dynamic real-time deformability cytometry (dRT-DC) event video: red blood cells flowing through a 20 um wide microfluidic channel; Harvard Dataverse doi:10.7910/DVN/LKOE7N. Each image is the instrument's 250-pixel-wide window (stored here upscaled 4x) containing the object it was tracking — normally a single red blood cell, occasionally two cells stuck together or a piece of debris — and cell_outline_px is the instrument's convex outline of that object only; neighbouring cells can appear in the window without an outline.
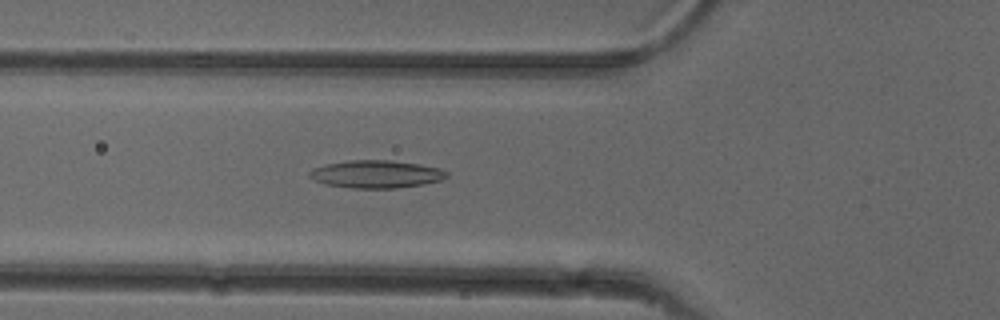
{"species": "common noctule bat (a hibernating species)", "species_latin": "Nyctalus noctula", "temperature_condition": "cold", "stored_images_in_passage": 43, "camera_frame_rate_fps": 3000, "um_per_image_px": 0.085, "animal": {"sex": "female"}, "frame": {"image": 1, "passage_image": 10, "time_ms": 3.0, "image_size_px": [1000, 320], "cell_outline_px": [[448, 176], [440, 180], [424, 184], [396, 188], [352, 188], [324, 184], [308, 176], [308, 172], [312, 168], [324, 164], [348, 160], [392, 160], [420, 164], [440, 168], [448, 172]], "centroid_in_image_um": [31.96, 14.79], "position_along_channel_um": 93.8, "area_um2": 22.31}}
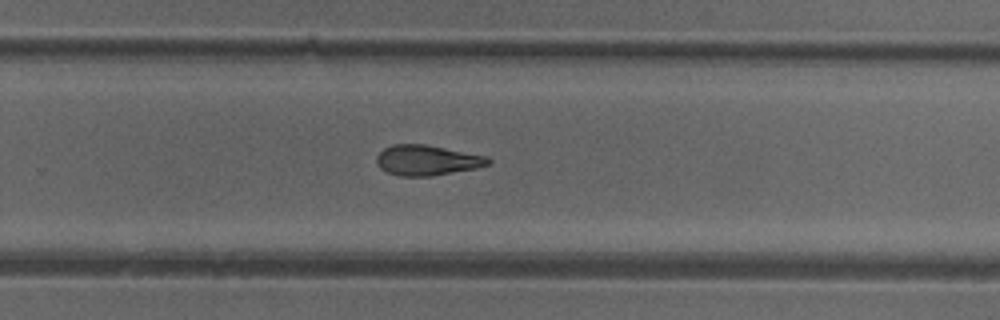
{"frame": {"image": 2, "passage_image": 25, "time_ms": 8.0, "image_size_px": [1000, 320], "cell_outline_px": [[492, 164], [476, 168], [432, 176], [400, 176], [388, 172], [380, 168], [376, 164], [376, 156], [384, 148], [392, 144], [424, 144], [488, 156], [492, 160]], "centroid_in_image_um": [36.31, 13.62], "position_along_channel_um": 293.5, "area_um2": 19.83}}
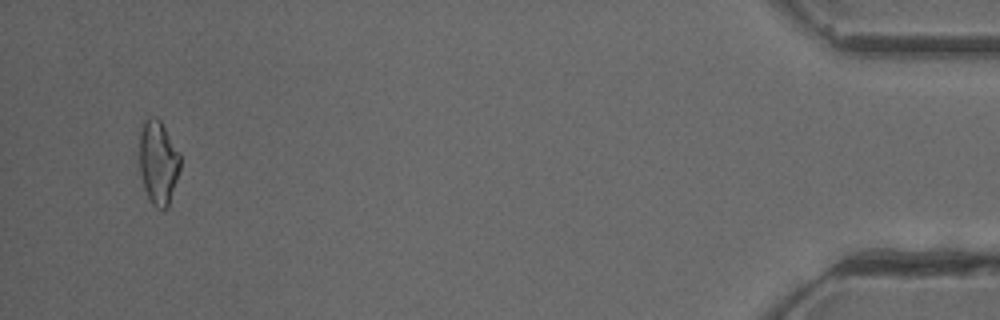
{"frame": {"image": 3, "passage_image": 41, "time_ms": 13.333, "image_size_px": [1000, 320], "cell_outline_px": [[180, 168], [168, 208], [156, 208], [148, 200], [144, 188], [140, 172], [140, 132], [144, 120], [148, 116], [156, 116], [160, 120], [180, 152]], "centroid_in_image_um": [13.45, 13.8], "position_along_channel_um": 421.7, "area_um2": 20.11}, "authors_computed_cell_mechanics": {"area_um2": 20.23, "velocity_mm_per_s": 3.98, "shape_relaxation_time_tau1_ms": null, "shape_relaxation_time_tau2_ms": 2.5414, "deformation_change_tau1": null, "deformation_change_tau2": 0.1165}}